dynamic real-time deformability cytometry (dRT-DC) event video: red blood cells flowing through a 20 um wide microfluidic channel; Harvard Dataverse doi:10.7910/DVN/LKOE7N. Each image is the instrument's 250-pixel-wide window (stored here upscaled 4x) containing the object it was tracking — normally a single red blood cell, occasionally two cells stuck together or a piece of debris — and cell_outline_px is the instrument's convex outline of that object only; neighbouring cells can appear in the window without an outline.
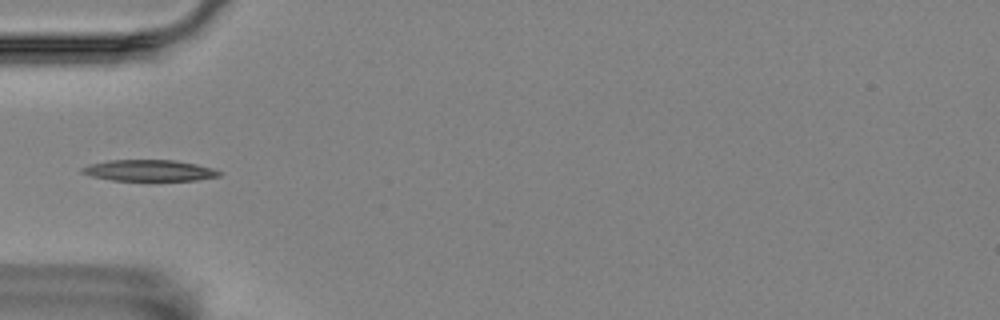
{"species": "Egyptian fruit bat (a non-hibernating species)", "species_latin": "Rousettus aegyptiacus", "temperature_condition": "room temperature", "stored_images_in_passage": 33, "camera_frame_rate_fps": 3000, "um_per_image_px": 0.085, "animal": {"sex": "female"}, "frame": {"image": 1, "passage_image": 1, "time_ms": 0.0, "image_size_px": [1000, 320], "cell_outline_px": [[224, 172], [220, 176], [196, 180], [112, 180], [92, 176], [80, 172], [80, 168], [92, 164], [108, 160], [176, 160], [196, 164], [212, 168]], "centroid_in_image_um": [12.72, 14.48], "position_along_channel_um": 72.3, "area_um2": 16.88}}
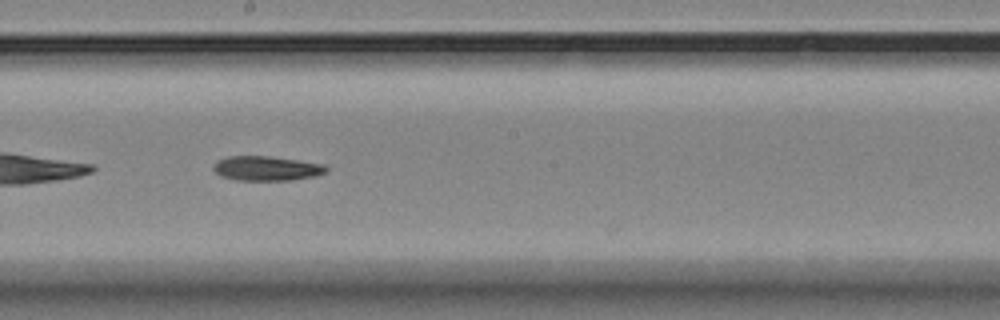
{"frame": {"image": 2, "passage_image": 14, "time_ms": 4.333, "image_size_px": [1000, 320], "cell_outline_px": [[328, 172], [316, 176], [292, 180], [236, 180], [220, 176], [212, 168], [216, 160], [228, 156], [268, 156], [324, 164], [328, 168]], "centroid_in_image_um": [22.65, 14.31], "position_along_channel_um": 225.5, "area_um2": 16.24}}
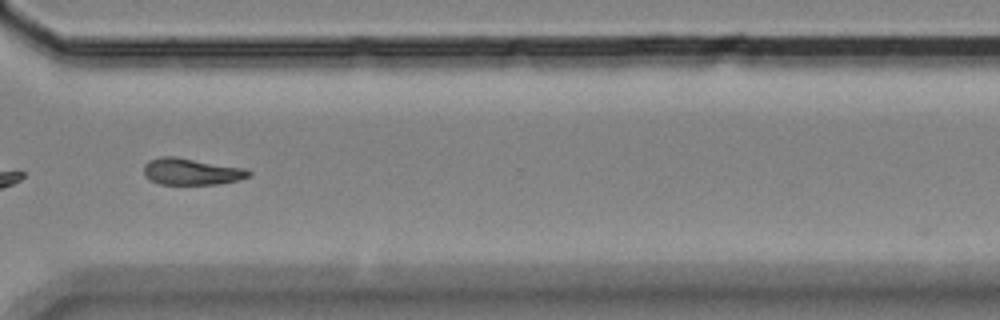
{"frame": {"image": 3, "passage_image": 25, "time_ms": 8.0, "image_size_px": [1000, 320], "cell_outline_px": [[252, 172], [248, 176], [236, 180], [216, 184], [160, 184], [152, 180], [144, 172], [144, 164], [148, 160], [160, 156], [176, 156], [244, 168]], "centroid_in_image_um": [16.24, 14.56], "position_along_channel_um": 354.4, "area_um2": 16.07}}